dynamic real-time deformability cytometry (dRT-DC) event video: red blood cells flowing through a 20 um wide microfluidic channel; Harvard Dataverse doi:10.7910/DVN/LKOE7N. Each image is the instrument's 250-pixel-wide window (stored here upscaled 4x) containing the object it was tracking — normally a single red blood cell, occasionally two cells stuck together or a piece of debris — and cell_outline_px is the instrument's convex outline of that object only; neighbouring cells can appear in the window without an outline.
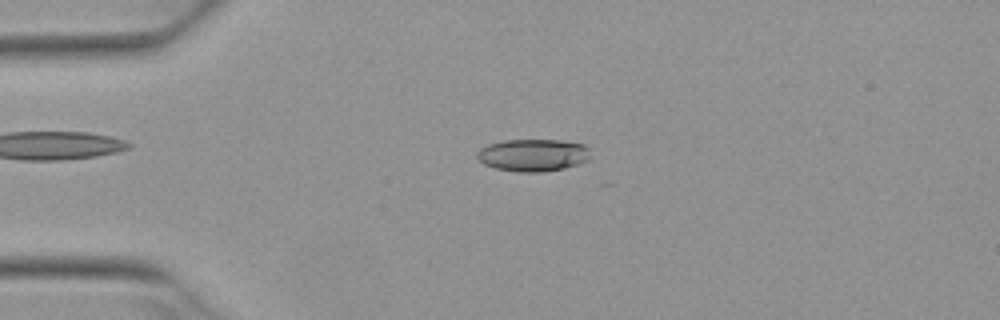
{"species": "Egyptian fruit bat (a non-hibernating species)", "species_latin": "Rousettus aegyptiacus", "temperature_condition": "warm", "stored_images_in_passage": 5, "camera_frame_rate_fps": 3000, "um_per_image_px": 0.085, "animal": {"sex": "female"}, "frame": {"image": 1, "passage_image": 3, "time_ms": 0.667, "image_size_px": [1000, 320], "cell_outline_px": [[588, 160], [564, 168], [540, 172], [520, 172], [496, 168], [484, 164], [476, 160], [476, 152], [480, 148], [488, 144], [504, 140], [560, 140], [584, 144], [588, 148]], "centroid_in_image_um": [45.25, 13.18], "position_along_channel_um": 39.8, "area_um2": 21.33}}
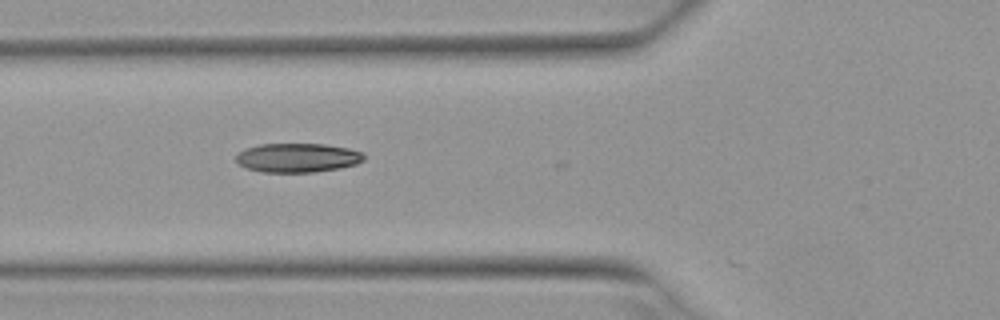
{"frame": {"image": 2, "passage_image": 5, "time_ms": 1.333, "image_size_px": [1000, 320], "cell_outline_px": [[364, 160], [356, 164], [340, 168], [316, 172], [264, 172], [248, 168], [240, 164], [236, 160], [236, 156], [240, 152], [248, 148], [260, 144], [324, 144], [348, 148], [364, 152]], "centroid_in_image_um": [25.35, 13.41], "position_along_channel_um": 100.5, "area_um2": 21.56}}